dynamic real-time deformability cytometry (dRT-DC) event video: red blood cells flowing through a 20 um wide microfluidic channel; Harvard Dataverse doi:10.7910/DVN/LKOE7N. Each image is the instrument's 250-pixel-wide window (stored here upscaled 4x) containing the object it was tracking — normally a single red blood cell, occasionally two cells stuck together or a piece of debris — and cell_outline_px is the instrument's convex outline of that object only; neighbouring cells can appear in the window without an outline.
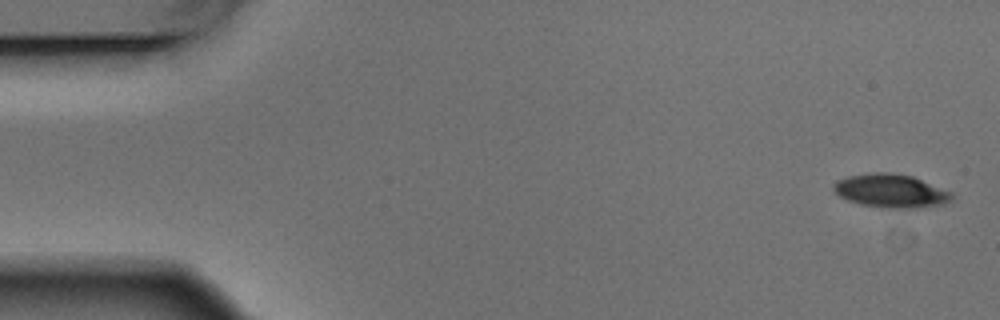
{"species": "Egyptian fruit bat (a non-hibernating species)", "species_latin": "Rousettus aegyptiacus", "temperature_condition": "warm", "stored_images_in_passage": 5, "camera_frame_rate_fps": 3000, "um_per_image_px": 0.085, "animal": {"sex": "male"}, "frame": {"image": 1, "passage_image": 1, "time_ms": 0.0, "image_size_px": [1000, 320], "cell_outline_px": [[952, 200], [944, 204], [912, 208], [888, 208], [860, 204], [848, 200], [840, 196], [832, 188], [832, 184], [836, 180], [848, 176], [876, 172], [888, 172], [912, 176], [952, 192]], "centroid_in_image_um": [75.71, 16.22], "position_along_channel_um": 9.3, "area_um2": 22.95}}
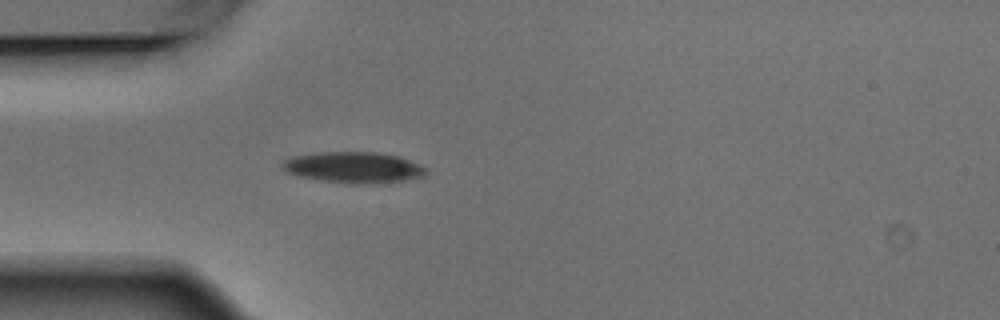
{"frame": {"image": 2, "passage_image": 5, "time_ms": 1.333, "image_size_px": [1000, 320], "cell_outline_px": [[428, 172], [424, 176], [408, 180], [380, 184], [352, 184], [320, 180], [300, 176], [288, 172], [280, 168], [280, 164], [284, 160], [292, 156], [312, 152], [376, 152], [396, 156], [420, 164]], "centroid_in_image_um": [30.04, 14.24], "position_along_channel_um": 55.0, "area_um2": 26.3}}